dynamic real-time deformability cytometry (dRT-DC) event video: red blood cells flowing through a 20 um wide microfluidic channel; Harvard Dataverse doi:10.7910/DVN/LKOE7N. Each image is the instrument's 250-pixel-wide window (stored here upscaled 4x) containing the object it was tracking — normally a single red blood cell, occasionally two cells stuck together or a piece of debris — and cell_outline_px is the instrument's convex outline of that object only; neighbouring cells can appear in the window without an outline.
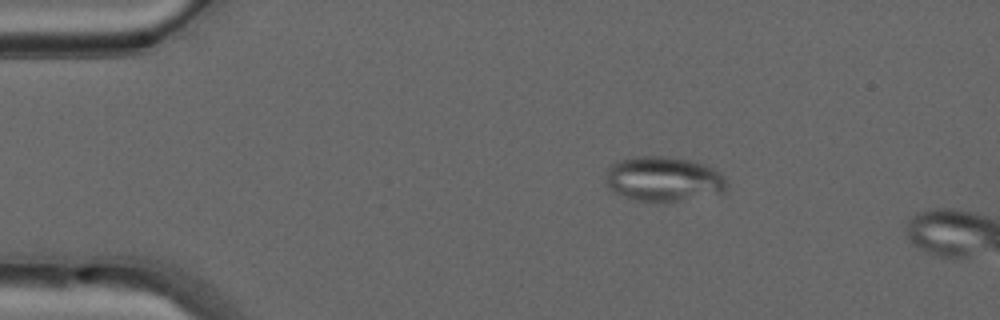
{"species": "common noctule bat (a hibernating species)", "species_latin": "Nyctalus noctula", "temperature_condition": "warm", "stored_images_in_passage": 4, "camera_frame_rate_fps": 3000, "um_per_image_px": 0.085, "animal": {"sex": "male", "forearm_length_mm": 52.5}, "frame": {"image": 1, "passage_image": 2, "time_ms": 0.333, "image_size_px": [1000, 320], "cell_outline_px": [[728, 184], [724, 192], [720, 196], [680, 200], [632, 200], [608, 188], [604, 180], [608, 164], [620, 160], [636, 156], [664, 156], [688, 160], [704, 164], [720, 172], [724, 176]], "centroid_in_image_um": [56.42, 15.21], "position_along_channel_um": 28.6, "area_um2": 31.96}}